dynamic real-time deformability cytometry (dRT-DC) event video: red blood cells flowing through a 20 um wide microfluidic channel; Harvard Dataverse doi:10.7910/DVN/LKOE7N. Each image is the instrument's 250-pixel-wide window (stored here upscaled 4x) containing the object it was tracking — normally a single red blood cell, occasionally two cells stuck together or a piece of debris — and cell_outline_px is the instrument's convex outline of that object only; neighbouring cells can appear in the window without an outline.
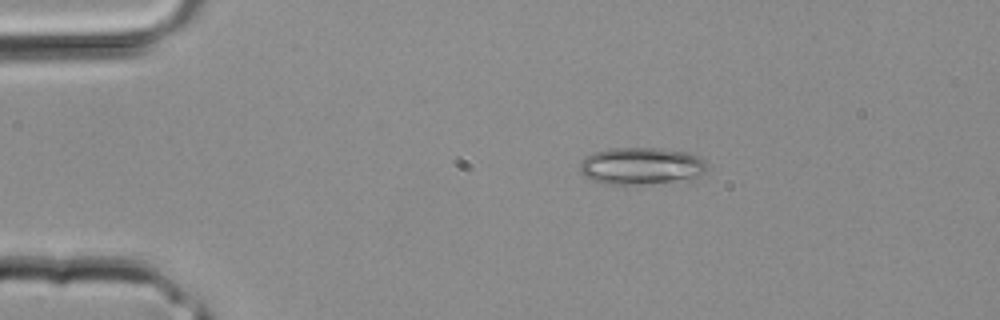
{"species": "common noctule bat (a hibernating species)", "species_latin": "Nyctalus noctula", "temperature_condition": "room temperature", "stored_images_in_passage": 2, "camera_frame_rate_fps": 3000, "um_per_image_px": 0.085, "animal": {"sex": "male", "body_mass_g": 20.4}, "frame": {"image": 1, "passage_image": 1, "time_ms": 0.0, "image_size_px": [1000, 320], "cell_outline_px": [[708, 168], [700, 176], [692, 180], [640, 184], [604, 184], [592, 180], [584, 176], [580, 172], [580, 160], [592, 152], [608, 148], [664, 148], [688, 152], [704, 160], [708, 164]], "centroid_in_image_um": [54.52, 14.11], "position_along_channel_um": 30.5, "area_um2": 28.09}}